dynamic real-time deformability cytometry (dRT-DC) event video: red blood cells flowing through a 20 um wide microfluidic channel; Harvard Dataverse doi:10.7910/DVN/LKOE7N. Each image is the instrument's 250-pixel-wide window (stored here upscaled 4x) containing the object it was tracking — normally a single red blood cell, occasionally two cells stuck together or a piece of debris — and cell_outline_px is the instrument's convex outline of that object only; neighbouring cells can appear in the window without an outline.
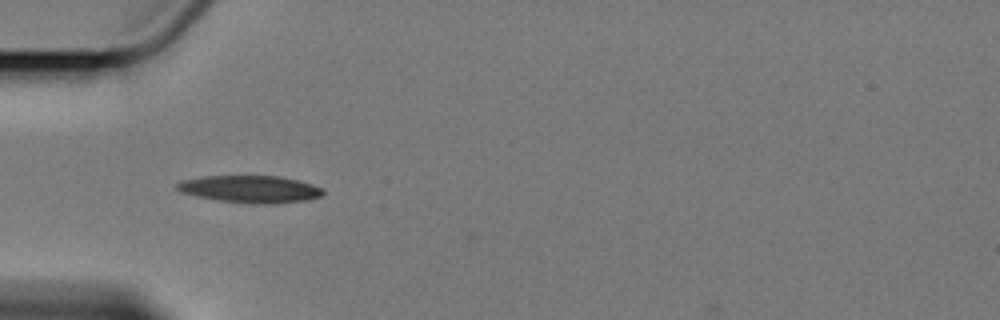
{"species": "Egyptian fruit bat (a non-hibernating species)", "species_latin": "Rousettus aegyptiacus", "temperature_condition": "cold", "stored_images_in_passage": 2, "camera_frame_rate_fps": 3000, "um_per_image_px": 0.085, "animal": {"sex": "female"}, "frame": {"image": 1, "passage_image": 1, "time_ms": 0.0, "image_size_px": [1000, 320], "cell_outline_px": [[324, 192], [320, 196], [308, 200], [272, 204], [260, 204], [220, 200], [196, 196], [180, 192], [176, 188], [176, 184], [180, 180], [204, 176], [280, 176], [312, 184], [324, 188]], "centroid_in_image_um": [21.27, 16.07], "position_along_channel_um": 63.7, "area_um2": 23.12}}
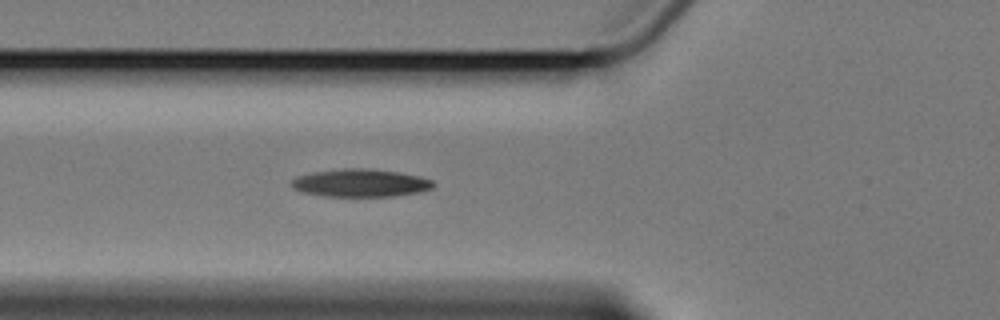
{"frame": {"image": 2, "passage_image": 2, "time_ms": 1.0, "image_size_px": [1000, 320], "cell_outline_px": [[436, 184], [432, 188], [420, 192], [396, 196], [324, 196], [300, 192], [292, 188], [292, 180], [296, 176], [312, 172], [344, 168], [368, 168], [396, 172], [420, 176], [432, 180]], "centroid_in_image_um": [30.63, 15.55], "position_along_channel_um": 95.2, "area_um2": 23.12}}